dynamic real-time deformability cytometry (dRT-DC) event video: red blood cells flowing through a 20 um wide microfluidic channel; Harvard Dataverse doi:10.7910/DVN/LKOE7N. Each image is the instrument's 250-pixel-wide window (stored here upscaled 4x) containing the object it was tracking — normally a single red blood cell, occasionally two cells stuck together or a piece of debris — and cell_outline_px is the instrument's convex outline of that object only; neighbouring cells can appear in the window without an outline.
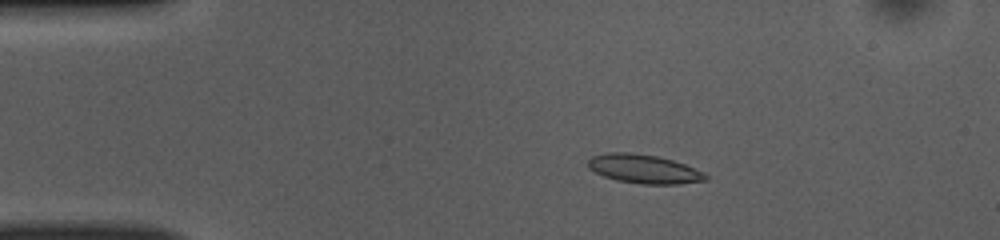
{"species": "common noctule bat (a hibernating species)", "species_latin": "Nyctalus noctula", "temperature_condition": "room temperature", "stored_images_in_passage": 50, "camera_frame_rate_fps": 3000, "um_per_image_px": 0.085, "animal": {"sex": "female", "body_mass_g": 10.0, "forearm_length_mm": 53.1}, "frame": {"image": 1, "passage_image": 9, "time_ms": 2.667, "image_size_px": [1000, 240], "cell_outline_px": [[708, 180], [676, 184], [640, 184], [616, 180], [604, 176], [588, 168], [588, 160], [592, 156], [608, 152], [628, 152], [656, 156], [672, 160], [684, 164], [704, 172], [708, 176]], "centroid_in_image_um": [54.73, 14.36], "position_along_channel_um": 30.3, "area_um2": 19.71}}
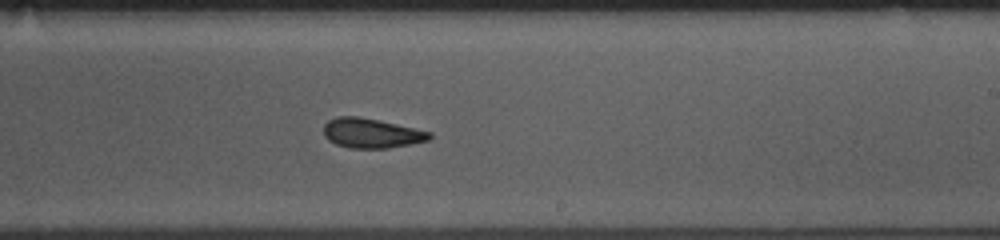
{"frame": {"image": 2, "passage_image": 30, "time_ms": 9.667, "image_size_px": [1000, 240], "cell_outline_px": [[432, 136], [428, 140], [388, 148], [352, 148], [336, 144], [328, 140], [324, 136], [324, 124], [328, 120], [336, 116], [356, 116], [380, 120], [432, 132]], "centroid_in_image_um": [31.54, 11.31], "position_along_channel_um": 257.5, "area_um2": 18.26}}
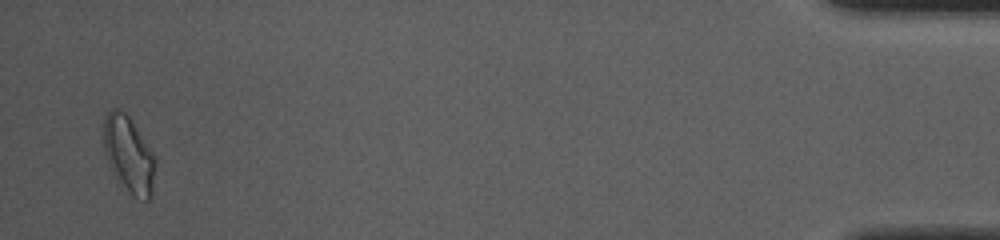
{"frame": {"image": 3, "passage_image": 49, "time_ms": 16.0, "image_size_px": [1000, 240], "cell_outline_px": [[156, 168], [152, 196], [148, 200], [144, 200], [132, 196], [108, 160], [104, 148], [104, 120], [108, 112], [112, 108], [116, 108], [124, 112], [128, 116], [152, 152], [156, 160]], "centroid_in_image_um": [10.99, 13.13], "position_along_channel_um": 424.2, "area_um2": 22.2}, "authors_computed_cell_mechanics": {"area_um2": 18.9584, "velocity_mm_per_s": 3.9531, "shape_relaxation_time_tau1_ms": 3.7897, "shape_relaxation_time_tau2_ms": 3.8585, "deformation_change_tau1": 0.1316, "deformation_change_tau2": 0.1148}}